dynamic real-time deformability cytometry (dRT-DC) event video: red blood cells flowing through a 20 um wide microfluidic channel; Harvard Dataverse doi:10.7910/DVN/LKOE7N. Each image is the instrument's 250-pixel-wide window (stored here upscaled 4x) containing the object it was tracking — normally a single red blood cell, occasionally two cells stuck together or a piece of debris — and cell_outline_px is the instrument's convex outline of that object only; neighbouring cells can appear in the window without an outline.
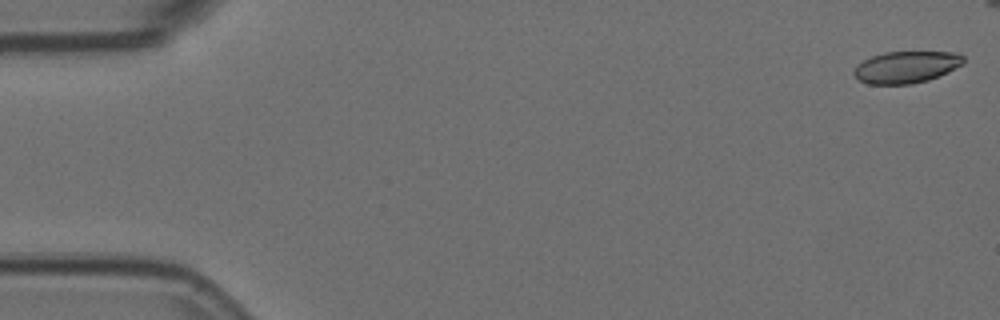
{"species": "Egyptian fruit bat (a non-hibernating species)", "species_latin": "Rousettus aegyptiacus", "temperature_condition": "room temperature", "stored_images_in_passage": 8, "camera_frame_rate_fps": 3000, "um_per_image_px": 0.085, "animal": {"sex": "female"}, "frame": {"image": 1, "passage_image": 1, "time_ms": 0.0, "image_size_px": [1000, 320], "cell_outline_px": [[964, 64], [928, 80], [912, 84], [868, 84], [860, 80], [852, 72], [856, 64], [872, 56], [884, 52], [960, 52], [964, 56]], "centroid_in_image_um": [77.03, 5.69], "position_along_channel_um": 8.0, "area_um2": 20.35}}
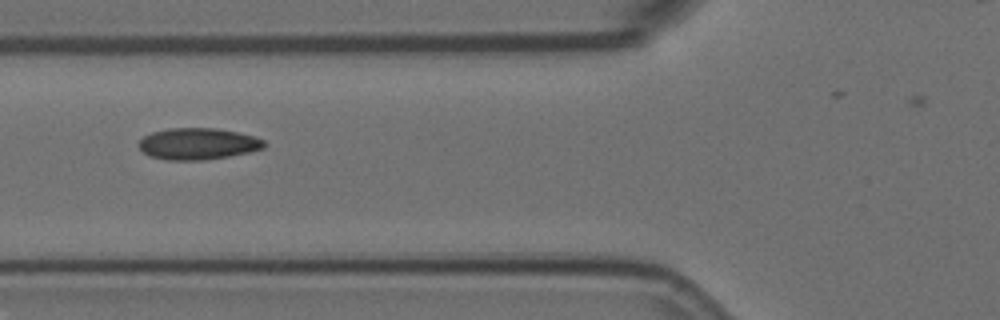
{"frame": {"image": 2, "passage_image": 6, "time_ms": 1.667, "image_size_px": [1000, 320], "cell_outline_px": [[268, 144], [264, 148], [248, 152], [228, 156], [204, 160], [168, 160], [148, 156], [136, 144], [144, 136], [152, 132], [168, 128], [216, 128], [236, 132], [252, 136], [264, 140]], "centroid_in_image_um": [16.8, 12.22], "position_along_channel_um": 109.0, "area_um2": 23.06}}
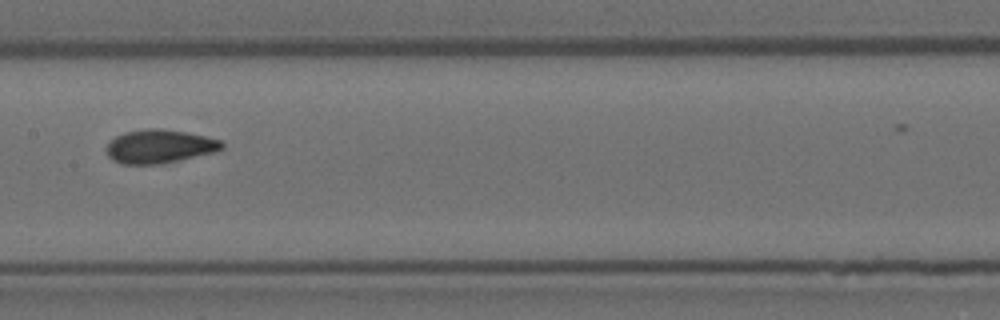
{"frame": {"image": 3, "passage_image": 8, "time_ms": 2.333, "image_size_px": [1000, 320], "cell_outline_px": [[224, 148], [212, 152], [160, 164], [120, 164], [112, 160], [108, 156], [108, 144], [116, 136], [124, 132], [148, 128], [160, 128], [188, 132], [208, 136], [224, 140]], "centroid_in_image_um": [13.59, 12.43], "position_along_channel_um": 193.8, "area_um2": 22.6}}